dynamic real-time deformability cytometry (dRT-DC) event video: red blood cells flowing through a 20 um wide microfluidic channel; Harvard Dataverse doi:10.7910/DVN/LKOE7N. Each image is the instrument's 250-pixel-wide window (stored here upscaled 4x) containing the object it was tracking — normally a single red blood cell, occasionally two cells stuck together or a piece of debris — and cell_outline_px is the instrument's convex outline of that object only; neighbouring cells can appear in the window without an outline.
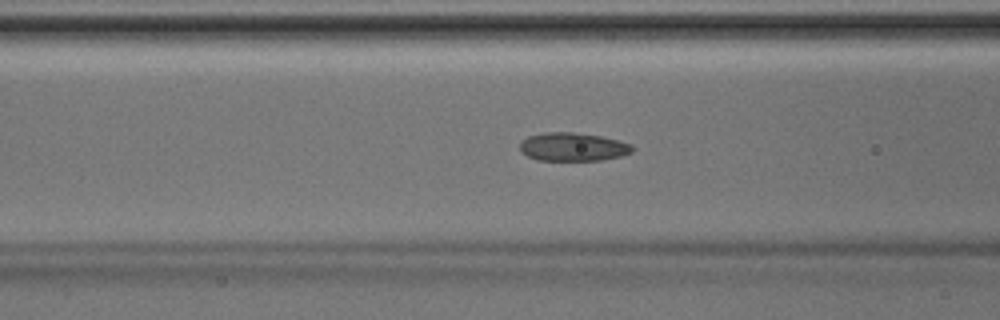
{"species": "Egyptian fruit bat (a non-hibernating species)", "species_latin": "Rousettus aegyptiacus", "temperature_condition": "room temperature", "stored_images_in_passage": 43, "camera_frame_rate_fps": 3000, "um_per_image_px": 0.085, "animal": {"sex": "male"}, "frame": {"image": 1, "passage_image": 14, "time_ms": 4.333, "image_size_px": [1000, 320], "cell_outline_px": [[632, 152], [620, 156], [600, 160], [536, 160], [520, 152], [520, 140], [528, 136], [544, 132], [572, 132], [600, 136], [632, 144]], "centroid_in_image_um": [48.64, 12.48], "position_along_channel_um": 118.0, "area_um2": 18.55}}
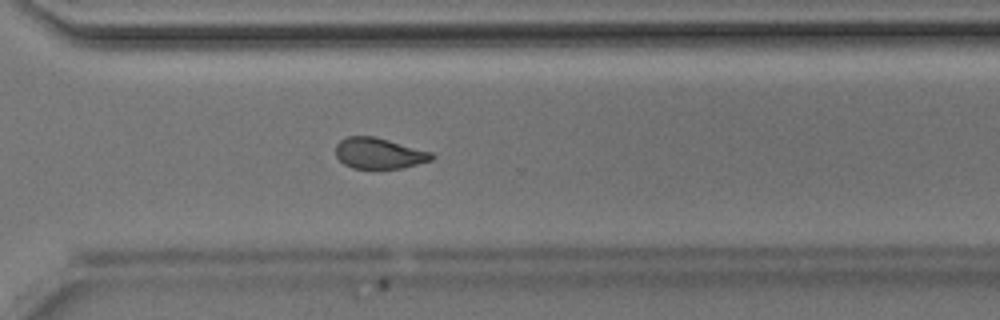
{"frame": {"image": 2, "passage_image": 29, "time_ms": 9.333, "image_size_px": [1000, 320], "cell_outline_px": [[436, 156], [432, 160], [404, 168], [372, 172], [352, 168], [344, 164], [336, 156], [336, 144], [340, 140], [348, 136], [376, 136], [432, 152]], "centroid_in_image_um": [32.22, 13.08], "position_along_channel_um": 338.4, "area_um2": 18.15}}
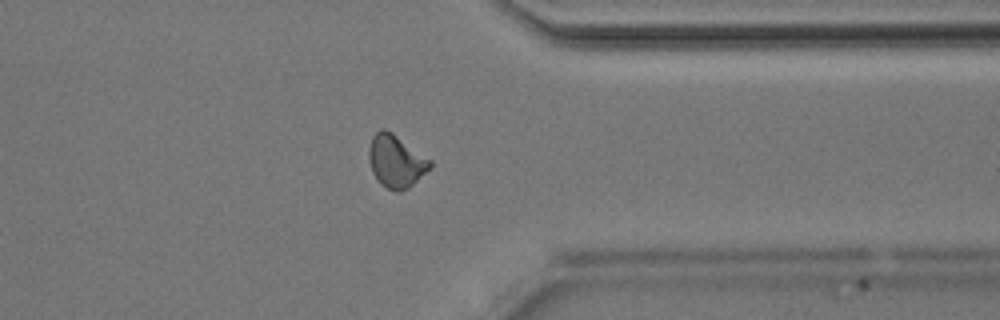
{"frame": {"image": 3, "passage_image": 32, "time_ms": 10.333, "image_size_px": [1000, 320], "cell_outline_px": [[432, 168], [408, 188], [400, 192], [396, 192], [388, 188], [372, 172], [368, 156], [368, 148], [372, 136], [380, 128], [384, 128], [392, 132], [432, 160]], "centroid_in_image_um": [33.68, 13.67], "position_along_channel_um": 377.7, "area_um2": 18.79}}